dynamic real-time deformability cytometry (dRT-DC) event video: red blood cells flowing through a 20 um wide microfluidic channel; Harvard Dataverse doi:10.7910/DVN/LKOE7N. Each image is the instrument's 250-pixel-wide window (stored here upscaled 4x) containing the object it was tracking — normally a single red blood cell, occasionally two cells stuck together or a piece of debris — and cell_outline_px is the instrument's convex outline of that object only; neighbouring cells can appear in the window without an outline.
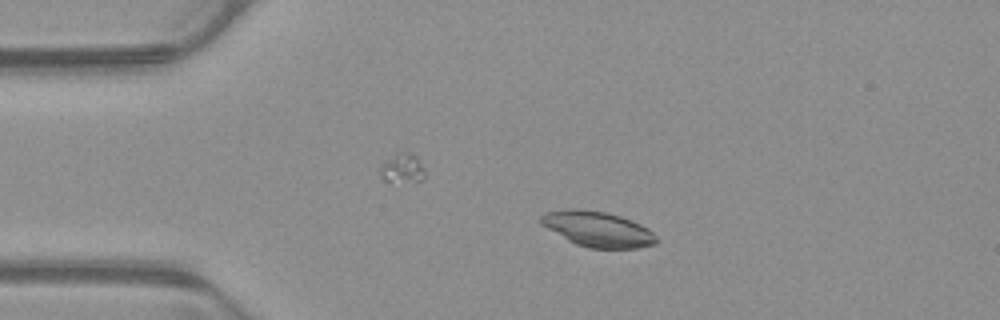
{"species": "common noctule bat (a hibernating species)", "species_latin": "Nyctalus noctula", "temperature_condition": "warm", "stored_images_in_passage": 53, "camera_frame_rate_fps": 3000, "um_per_image_px": 0.085, "animal": {"sex": "male", "body_mass_g": 23.1, "forearm_length_mm": 52.7}, "frame": {"image": 1, "passage_image": 11, "time_ms": 3.333, "image_size_px": [1000, 320], "cell_outline_px": [[656, 244], [640, 248], [588, 248], [576, 244], [568, 240], [540, 224], [540, 216], [544, 212], [568, 208], [580, 208], [604, 212], [620, 216], [632, 220], [648, 228], [656, 236]], "centroid_in_image_um": [50.79, 19.46], "position_along_channel_um": 34.2, "area_um2": 23.87}}
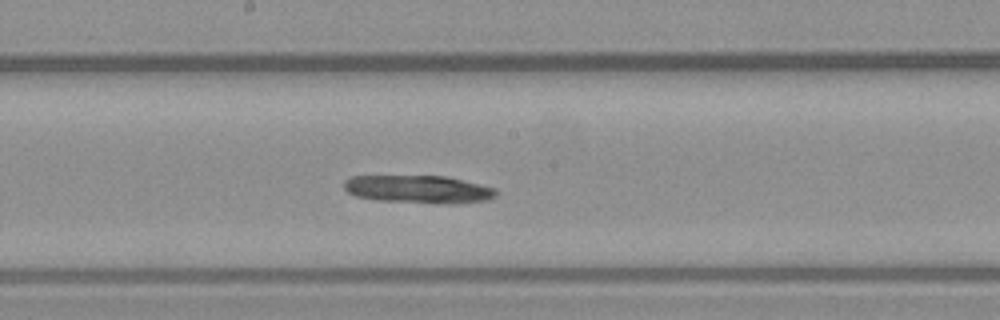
{"frame": {"image": 2, "passage_image": 28, "time_ms": 9.0, "image_size_px": [1000, 320], "cell_outline_px": [[496, 196], [488, 200], [456, 204], [448, 204], [376, 200], [356, 196], [348, 192], [344, 188], [344, 180], [352, 176], [448, 176], [496, 188]], "centroid_in_image_um": [35.6, 16.09], "position_along_channel_um": 212.6, "area_um2": 24.85}}
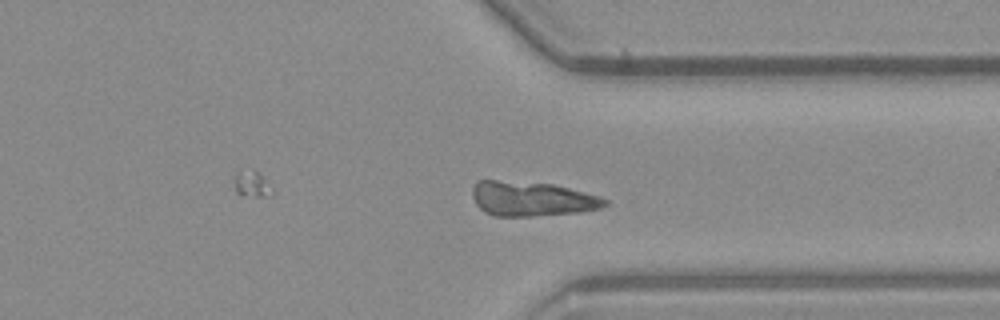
{"frame": {"image": 3, "passage_image": 40, "time_ms": 13.0, "image_size_px": [1000, 320], "cell_outline_px": [[608, 204], [600, 208], [580, 212], [532, 216], [492, 216], [484, 212], [476, 204], [472, 196], [472, 188], [476, 180], [496, 180], [552, 184], [600, 196], [608, 200]], "centroid_in_image_um": [45.17, 16.9], "position_along_channel_um": 366.2, "area_um2": 26.76}}